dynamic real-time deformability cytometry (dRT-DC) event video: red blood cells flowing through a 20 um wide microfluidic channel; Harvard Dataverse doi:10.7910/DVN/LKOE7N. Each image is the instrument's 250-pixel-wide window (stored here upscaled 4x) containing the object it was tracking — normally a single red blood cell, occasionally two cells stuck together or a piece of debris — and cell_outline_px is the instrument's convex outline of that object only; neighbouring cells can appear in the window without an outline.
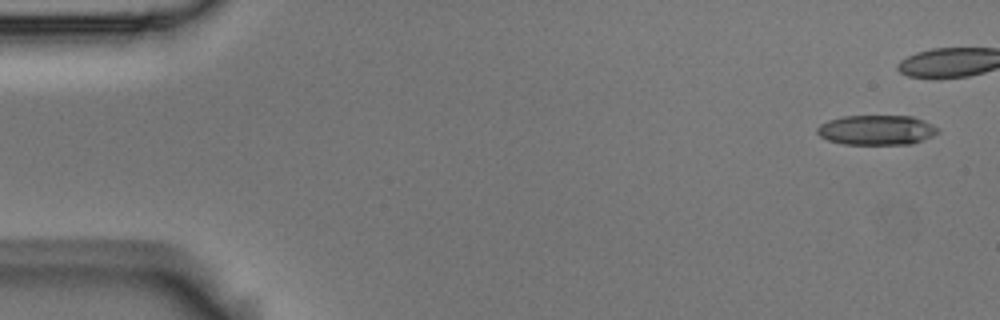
{"species": "Egyptian fruit bat (a non-hibernating species)", "species_latin": "Rousettus aegyptiacus", "temperature_condition": "room temperature", "stored_images_in_passage": 11, "camera_frame_rate_fps": 3000, "um_per_image_px": 0.085, "animal": {"sex": "male"}, "frame": {"image": 1, "passage_image": 1, "time_ms": 0.0, "image_size_px": [1000, 320], "cell_outline_px": [[940, 132], [924, 140], [912, 144], [844, 144], [828, 140], [820, 136], [816, 132], [816, 128], [820, 124], [828, 120], [844, 116], [912, 116], [924, 120], [940, 128]], "centroid_in_image_um": [74.53, 11.05], "position_along_channel_um": 10.5, "area_um2": 21.15}}
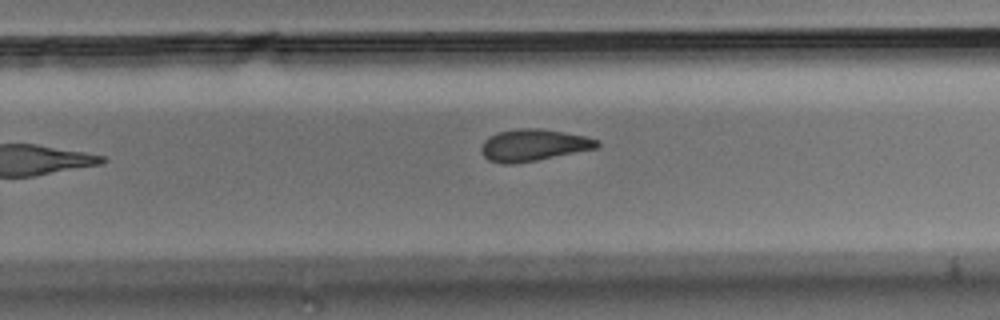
{"frame": {"image": 2, "passage_image": 10, "time_ms": 3.0, "image_size_px": [1000, 320], "cell_outline_px": [[600, 144], [596, 148], [536, 160], [512, 164], [500, 164], [488, 160], [480, 152], [480, 148], [484, 140], [488, 136], [500, 132], [520, 128], [540, 128], [564, 132], [584, 136], [600, 140]], "centroid_in_image_um": [45.3, 12.34], "position_along_channel_um": 284.5, "area_um2": 21.44}}
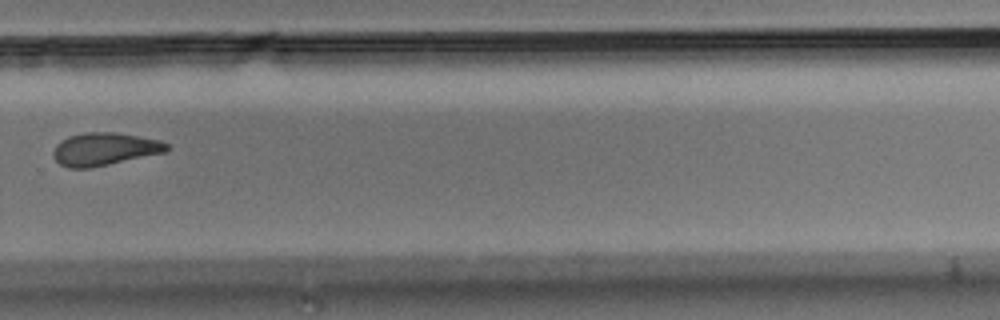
{"frame": {"image": 3, "passage_image": 11, "time_ms": 3.333, "image_size_px": [1000, 320], "cell_outline_px": [[172, 148], [168, 152], [88, 168], [68, 168], [60, 164], [52, 156], [52, 152], [56, 144], [60, 140], [68, 136], [84, 132], [116, 132], [160, 140], [168, 144]], "centroid_in_image_um": [8.89, 12.66], "position_along_channel_um": 320.9, "area_um2": 21.91}}